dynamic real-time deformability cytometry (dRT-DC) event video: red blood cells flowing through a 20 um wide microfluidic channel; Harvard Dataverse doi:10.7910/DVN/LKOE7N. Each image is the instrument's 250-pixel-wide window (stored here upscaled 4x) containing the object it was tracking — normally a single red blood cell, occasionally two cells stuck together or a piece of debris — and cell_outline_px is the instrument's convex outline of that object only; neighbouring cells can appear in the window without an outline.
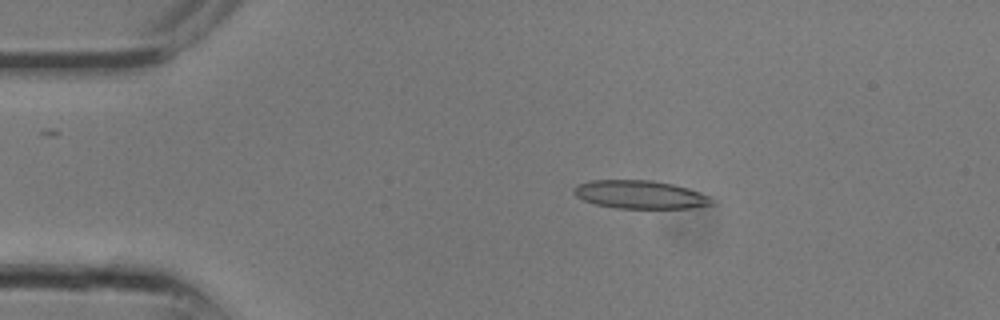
{"species": "common noctule bat (a hibernating species)", "species_latin": "Nyctalus noctula", "temperature_condition": "room temperature", "stored_images_in_passage": 8, "camera_frame_rate_fps": 3000, "um_per_image_px": 0.085, "animal": {"sex": "male", "body_mass_g": 13.3}, "frame": {"image": 1, "passage_image": 5, "time_ms": 1.333, "image_size_px": [1000, 320], "cell_outline_px": [[716, 204], [688, 208], [616, 208], [596, 204], [584, 200], [576, 196], [572, 192], [572, 188], [576, 184], [588, 180], [652, 180], [672, 184], [688, 188], [708, 196]], "centroid_in_image_um": [54.36, 16.53], "position_along_channel_um": 30.6, "area_um2": 22.72}}